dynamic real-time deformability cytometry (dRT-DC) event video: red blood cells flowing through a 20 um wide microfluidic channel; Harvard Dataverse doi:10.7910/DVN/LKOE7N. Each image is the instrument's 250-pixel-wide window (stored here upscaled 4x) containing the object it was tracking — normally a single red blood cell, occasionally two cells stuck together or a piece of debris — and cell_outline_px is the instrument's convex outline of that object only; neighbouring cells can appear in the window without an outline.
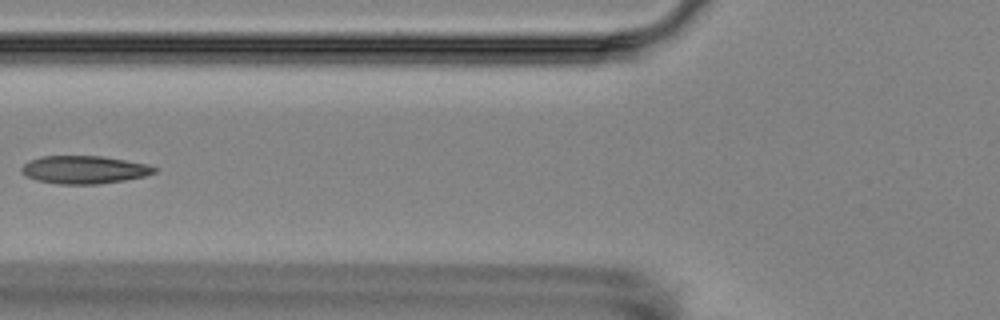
{"species": "Egyptian fruit bat (a non-hibernating species)", "species_latin": "Rousettus aegyptiacus", "temperature_condition": "room temperature", "stored_images_in_passage": 5, "camera_frame_rate_fps": 3000, "um_per_image_px": 0.085, "animal": {"sex": "female"}, "frame": {"image": 1, "passage_image": 4, "time_ms": 3.667, "image_size_px": [1000, 320], "cell_outline_px": [[160, 168], [156, 172], [144, 176], [124, 180], [96, 184], [60, 184], [36, 180], [24, 176], [20, 172], [20, 168], [28, 160], [40, 156], [104, 156], [148, 164]], "centroid_in_image_um": [7.14, 14.42], "position_along_channel_um": 118.7, "area_um2": 21.85}}